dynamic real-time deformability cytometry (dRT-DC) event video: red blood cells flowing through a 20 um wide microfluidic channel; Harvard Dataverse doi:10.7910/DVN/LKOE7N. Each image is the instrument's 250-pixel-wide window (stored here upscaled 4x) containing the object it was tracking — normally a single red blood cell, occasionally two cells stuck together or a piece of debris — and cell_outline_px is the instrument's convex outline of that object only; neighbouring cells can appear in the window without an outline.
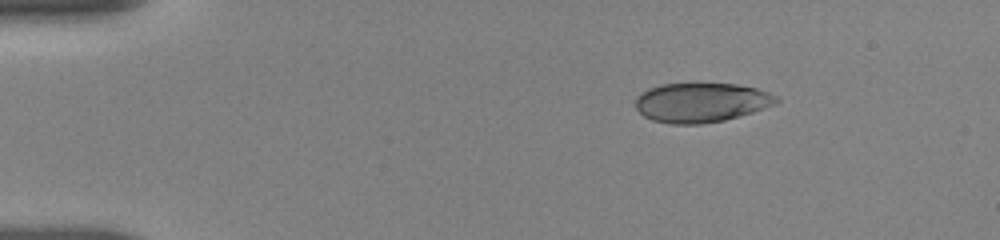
{"species": "human", "species_latin": "Homo sapiens", "temperature_condition": "room temperature", "stored_images_in_passage": 12, "camera_frame_rate_fps": 3000, "um_per_image_px": 0.085, "donor": {"sex": "female"}, "frame": {"image": 1, "passage_image": 1, "time_ms": 0.0, "image_size_px": [1000, 240], "cell_outline_px": [[780, 100], [772, 104], [752, 112], [724, 120], [700, 124], [672, 124], [652, 120], [644, 116], [636, 108], [636, 96], [640, 92], [648, 88], [660, 84], [736, 84], [756, 88], [768, 92], [776, 96]], "centroid_in_image_um": [59.55, 8.71], "position_along_channel_um": 25.5, "area_um2": 32.14}}
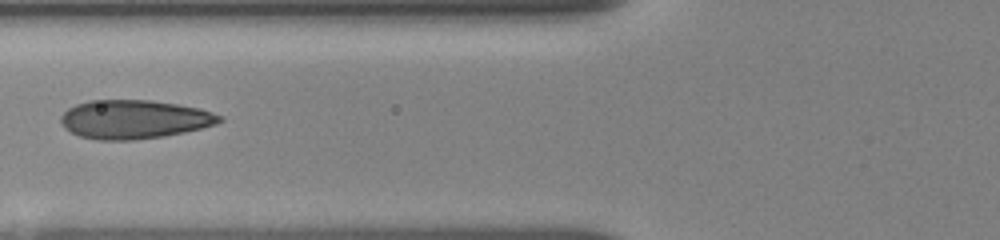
{"frame": {"image": 2, "passage_image": 9, "time_ms": 4.333, "image_size_px": [1000, 240], "cell_outline_px": [[224, 120], [216, 124], [184, 132], [164, 136], [136, 140], [96, 140], [80, 136], [64, 128], [60, 120], [60, 116], [68, 108], [76, 104], [88, 100], [152, 100], [200, 108], [224, 116]], "centroid_in_image_um": [11.4, 10.14], "position_along_channel_um": 114.4, "area_um2": 36.01}}
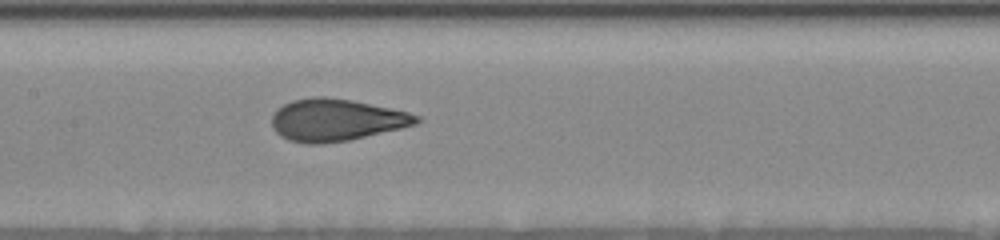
{"frame": {"image": 3, "passage_image": 12, "time_ms": 6.0, "image_size_px": [1000, 240], "cell_outline_px": [[420, 120], [416, 124], [400, 128], [348, 140], [320, 144], [308, 144], [288, 140], [280, 136], [272, 128], [272, 116], [276, 108], [292, 100], [312, 96], [324, 96], [352, 100], [408, 112], [420, 116]], "centroid_in_image_um": [28.52, 10.19], "position_along_channel_um": 178.9, "area_um2": 35.43}}